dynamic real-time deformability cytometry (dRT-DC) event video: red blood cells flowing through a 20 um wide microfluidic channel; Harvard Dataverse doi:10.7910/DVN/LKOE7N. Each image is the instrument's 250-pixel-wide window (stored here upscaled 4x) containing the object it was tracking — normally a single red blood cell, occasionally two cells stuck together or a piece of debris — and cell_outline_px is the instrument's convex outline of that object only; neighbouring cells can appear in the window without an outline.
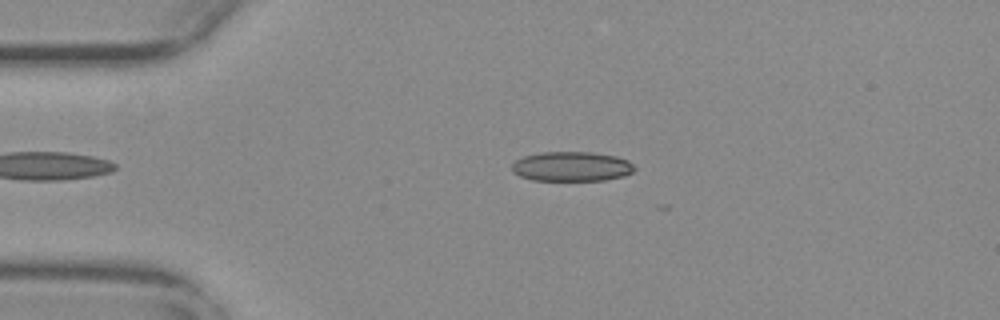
{"species": "common noctule bat (a hibernating species)", "species_latin": "Nyctalus noctula", "temperature_condition": "warm", "stored_images_in_passage": 6, "camera_frame_rate_fps": 3000, "um_per_image_px": 0.085, "animal": {"sex": "female", "body_mass_g": 29.2, "forearm_length_mm": 56.3}, "frame": {"image": 1, "passage_image": 1, "time_ms": 0.0, "image_size_px": [1000, 320], "cell_outline_px": [[636, 168], [632, 172], [624, 176], [604, 180], [532, 180], [520, 176], [512, 172], [512, 164], [516, 160], [524, 156], [540, 152], [592, 152], [616, 156], [628, 160]], "centroid_in_image_um": [48.59, 14.15], "position_along_channel_um": 36.4, "area_um2": 21.21}}